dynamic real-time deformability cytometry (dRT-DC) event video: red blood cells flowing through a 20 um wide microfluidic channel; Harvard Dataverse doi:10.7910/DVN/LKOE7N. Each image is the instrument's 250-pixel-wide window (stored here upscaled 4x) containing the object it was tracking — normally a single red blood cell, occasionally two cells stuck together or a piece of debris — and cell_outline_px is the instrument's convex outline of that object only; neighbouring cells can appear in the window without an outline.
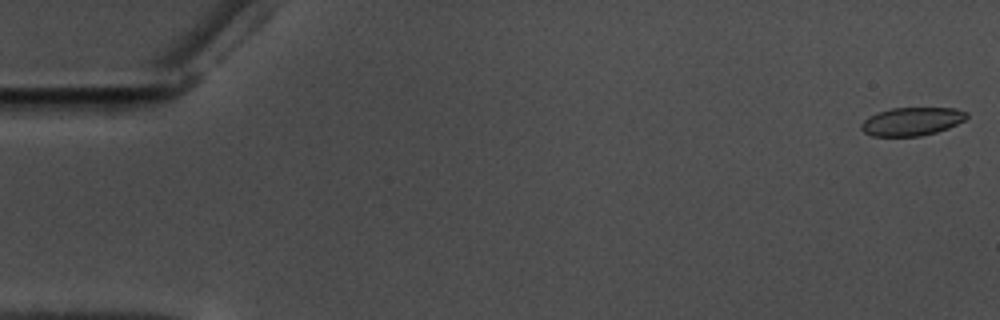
{"species": "common noctule bat (a hibernating species)", "species_latin": "Nyctalus noctula", "temperature_condition": "warm", "stored_images_in_passage": 58, "camera_frame_rate_fps": 3000, "um_per_image_px": 0.085, "animal": {"sex": "male", "body_mass_g": 17.5, "forearm_length_mm": 52.3}, "frame": {"image": 1, "passage_image": 1, "time_ms": 0.0, "image_size_px": [1000, 320], "cell_outline_px": [[968, 116], [964, 120], [948, 128], [936, 132], [920, 136], [872, 136], [864, 132], [860, 128], [860, 124], [868, 116], [876, 112], [892, 108], [956, 108], [968, 112]], "centroid_in_image_um": [77.48, 10.32], "position_along_channel_um": 7.5, "area_um2": 17.46}}
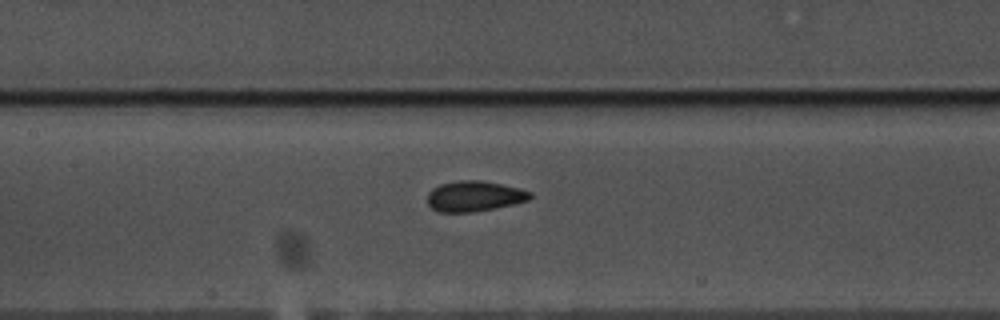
{"frame": {"image": 2, "passage_image": 27, "time_ms": 8.667, "image_size_px": [1000, 320], "cell_outline_px": [[532, 196], [528, 200], [496, 208], [472, 212], [440, 212], [432, 208], [428, 204], [428, 192], [432, 188], [440, 184], [456, 180], [484, 180], [520, 188], [532, 192]], "centroid_in_image_um": [40.32, 16.66], "position_along_channel_um": 167.1, "area_um2": 18.38}}
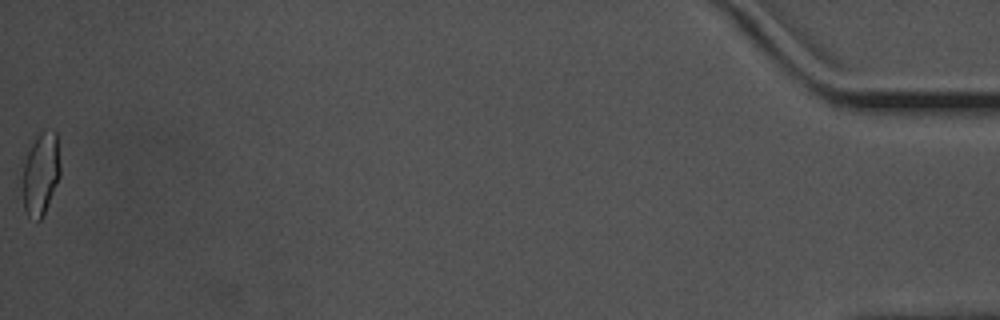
{"frame": {"image": 3, "passage_image": 58, "time_ms": 19.0, "image_size_px": [1000, 320], "cell_outline_px": [[60, 176], [44, 212], [40, 220], [36, 220], [28, 216], [24, 212], [20, 188], [20, 160], [36, 136], [44, 128], [52, 128], [56, 132], [60, 164]], "centroid_in_image_um": [3.37, 14.71], "position_along_channel_um": 431.8, "area_um2": 19.42}, "authors_computed_cell_mechanics": {"area_um2": 18.207, "velocity_mm_per_s": 3.5431, "shape_relaxation_time_tau1_ms": 4.9373, "shape_relaxation_time_tau2_ms": 1.0124, "deformation_change_tau1": 0.1048, "deformation_change_tau2": 0.0605}}